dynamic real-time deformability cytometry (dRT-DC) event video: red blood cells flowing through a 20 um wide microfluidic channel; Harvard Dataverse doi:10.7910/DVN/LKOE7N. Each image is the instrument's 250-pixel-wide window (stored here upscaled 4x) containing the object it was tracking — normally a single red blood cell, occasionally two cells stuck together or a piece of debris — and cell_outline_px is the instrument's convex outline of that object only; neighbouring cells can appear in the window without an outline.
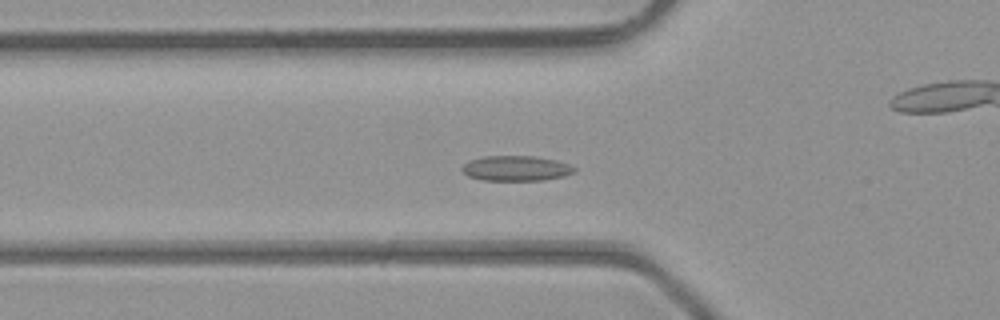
{"species": "common noctule bat (a hibernating species)", "species_latin": "Nyctalus noctula", "temperature_condition": "room temperature", "stored_images_in_passage": 44, "camera_frame_rate_fps": 3000, "um_per_image_px": 0.085, "animal": {"sex": "male", "body_mass_g": 23.1, "forearm_length_mm": 52.7}, "frame": {"image": 1, "passage_image": 13, "time_ms": 4.0, "image_size_px": [1000, 320], "cell_outline_px": [[576, 172], [564, 176], [544, 180], [484, 180], [468, 176], [460, 168], [468, 160], [484, 156], [536, 156], [556, 160], [568, 164], [576, 168]], "centroid_in_image_um": [43.87, 14.3], "position_along_channel_um": 81.9, "area_um2": 16.53}}
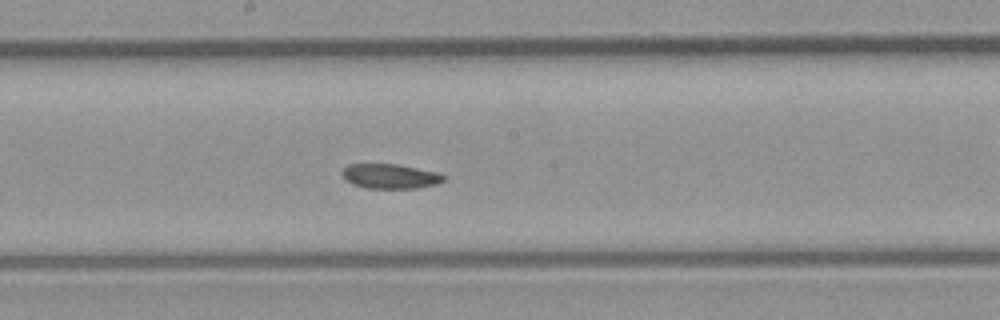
{"frame": {"image": 2, "passage_image": 22, "time_ms": 7.0, "image_size_px": [1000, 320], "cell_outline_px": [[448, 176], [444, 180], [436, 184], [416, 188], [364, 188], [352, 184], [340, 172], [348, 164], [400, 164], [440, 172]], "centroid_in_image_um": [33.22, 14.97], "position_along_channel_um": 215.0, "area_um2": 14.8}}
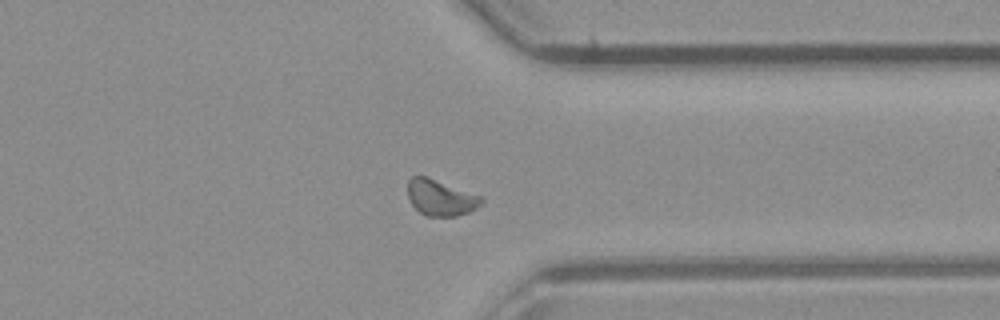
{"frame": {"image": 3, "passage_image": 33, "time_ms": 10.667, "image_size_px": [1000, 320], "cell_outline_px": [[484, 200], [476, 208], [468, 212], [456, 216], [428, 216], [420, 212], [408, 200], [408, 180], [412, 176], [424, 176], [480, 196]], "centroid_in_image_um": [37.41, 16.82], "position_along_channel_um": 374.0, "area_um2": 15.03}, "authors_computed_cell_mechanics": {"area_um2": 15.5482, "velocity_mm_per_s": 4.4156, "shape_relaxation_time_tau1_ms": 6.8293, "shape_relaxation_time_tau2_ms": null, "deformation_change_tau1": 0.0876, "deformation_change_tau2": null}}